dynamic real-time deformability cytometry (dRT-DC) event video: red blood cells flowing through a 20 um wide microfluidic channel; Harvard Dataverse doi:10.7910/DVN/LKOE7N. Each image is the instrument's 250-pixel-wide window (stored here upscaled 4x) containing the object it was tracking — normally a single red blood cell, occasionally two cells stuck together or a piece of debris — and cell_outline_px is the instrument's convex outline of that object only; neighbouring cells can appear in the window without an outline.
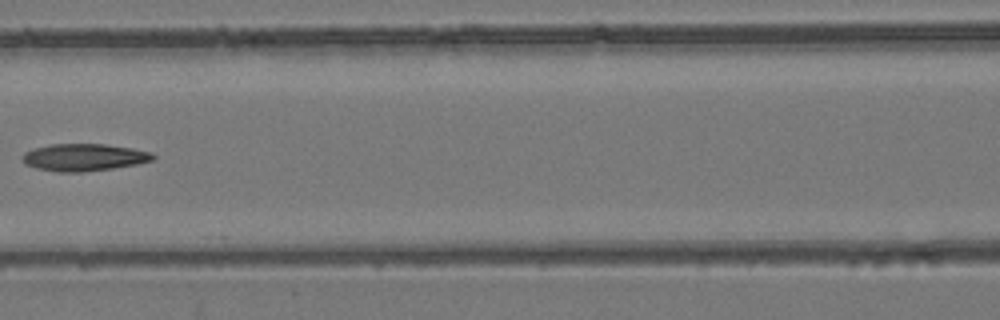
{"species": "common noctule bat (a hibernating species)", "species_latin": "Nyctalus noctula", "temperature_condition": "room temperature", "stored_images_in_passage": 7, "camera_frame_rate_fps": 3000, "um_per_image_px": 0.085, "animal": {"sex": "female", "body_mass_g": 24.6, "forearm_length_mm": 56.2}, "frame": {"image": 1, "passage_image": 5, "time_ms": 4.667, "image_size_px": [1000, 320], "cell_outline_px": [[156, 156], [152, 160], [136, 164], [112, 168], [84, 172], [56, 172], [36, 168], [24, 164], [20, 156], [24, 152], [36, 148], [52, 144], [104, 144], [132, 148], [152, 152]], "centroid_in_image_um": [7.11, 13.38], "position_along_channel_um": 159.5, "area_um2": 20.75}}
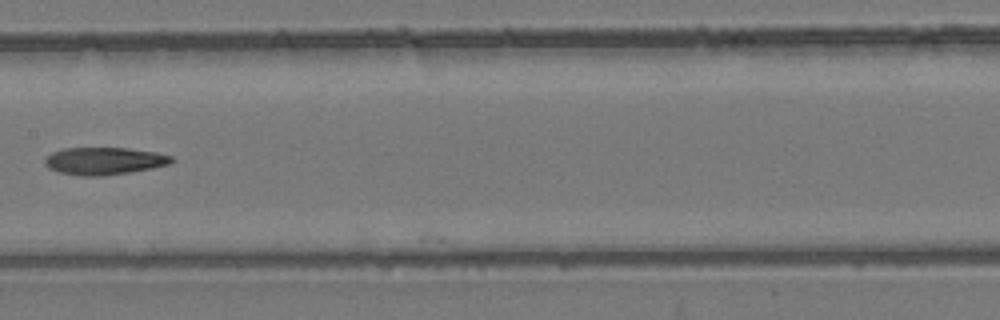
{"frame": {"image": 2, "passage_image": 6, "time_ms": 5.667, "image_size_px": [1000, 320], "cell_outline_px": [[176, 160], [172, 164], [132, 172], [104, 176], [80, 176], [60, 172], [48, 168], [44, 164], [44, 160], [52, 152], [64, 148], [128, 148], [156, 152], [172, 156]], "centroid_in_image_um": [8.9, 13.69], "position_along_channel_um": 198.5, "area_um2": 20.46}}
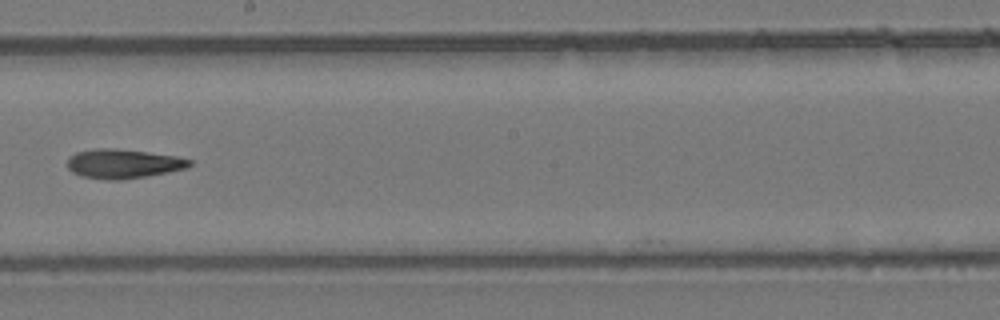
{"frame": {"image": 3, "passage_image": 7, "time_ms": 6.667, "image_size_px": [1000, 320], "cell_outline_px": [[192, 164], [184, 168], [168, 172], [120, 180], [108, 180], [84, 176], [72, 172], [68, 168], [68, 156], [76, 152], [96, 148], [116, 148], [148, 152], [176, 156], [192, 160]], "centroid_in_image_um": [10.45, 13.9], "position_along_channel_um": 237.8, "area_um2": 20.69}}